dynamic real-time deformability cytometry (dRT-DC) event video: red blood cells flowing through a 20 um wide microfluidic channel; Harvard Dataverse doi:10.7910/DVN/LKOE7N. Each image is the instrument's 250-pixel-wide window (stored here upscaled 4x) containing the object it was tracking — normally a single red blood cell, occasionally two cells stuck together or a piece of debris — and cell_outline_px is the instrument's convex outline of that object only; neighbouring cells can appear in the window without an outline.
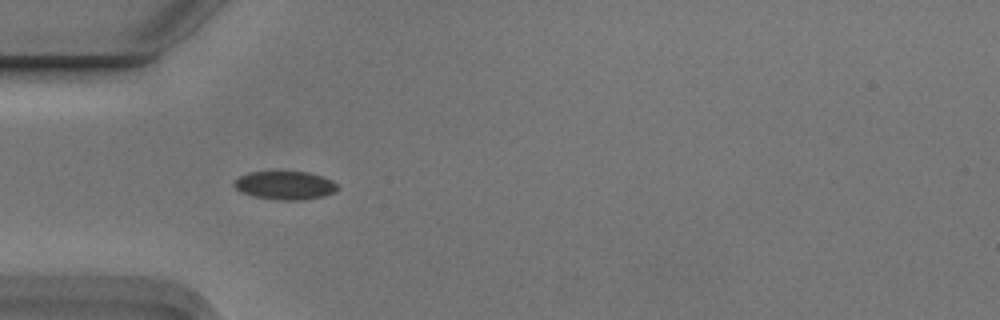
{"species": "Egyptian fruit bat (a non-hibernating species)", "species_latin": "Rousettus aegyptiacus", "temperature_condition": "cold", "stored_images_in_passage": 2, "camera_frame_rate_fps": 3000, "um_per_image_px": 0.085, "animal": {"sex": "male"}, "frame": {"image": 1, "passage_image": 1, "time_ms": 0.0, "image_size_px": [1000, 320], "cell_outline_px": [[336, 192], [324, 196], [300, 200], [280, 200], [252, 196], [240, 192], [232, 184], [240, 176], [248, 172], [308, 172], [324, 176], [332, 180], [336, 184]], "centroid_in_image_um": [24.22, 15.76], "position_along_channel_um": 60.8, "area_um2": 17.11}}
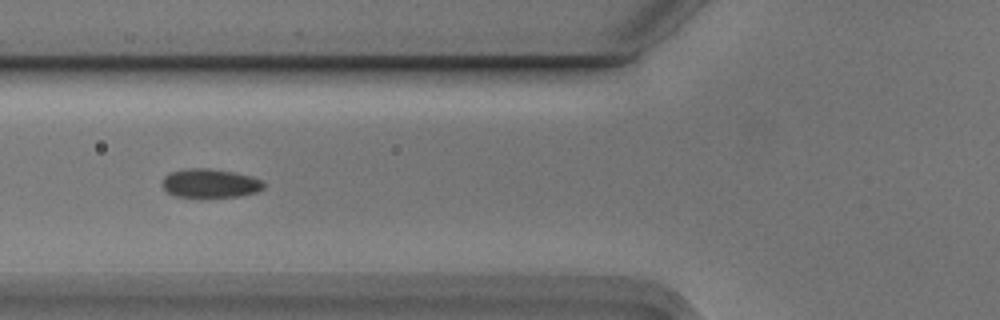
{"frame": {"image": 2, "passage_image": 2, "time_ms": 0.333, "image_size_px": [1000, 320], "cell_outline_px": [[264, 188], [256, 192], [240, 196], [176, 196], [168, 192], [160, 184], [164, 176], [172, 172], [188, 168], [208, 168], [232, 172], [248, 176], [260, 180], [264, 184]], "centroid_in_image_um": [17.82, 15.57], "position_along_channel_um": 108.0, "area_um2": 16.65}}